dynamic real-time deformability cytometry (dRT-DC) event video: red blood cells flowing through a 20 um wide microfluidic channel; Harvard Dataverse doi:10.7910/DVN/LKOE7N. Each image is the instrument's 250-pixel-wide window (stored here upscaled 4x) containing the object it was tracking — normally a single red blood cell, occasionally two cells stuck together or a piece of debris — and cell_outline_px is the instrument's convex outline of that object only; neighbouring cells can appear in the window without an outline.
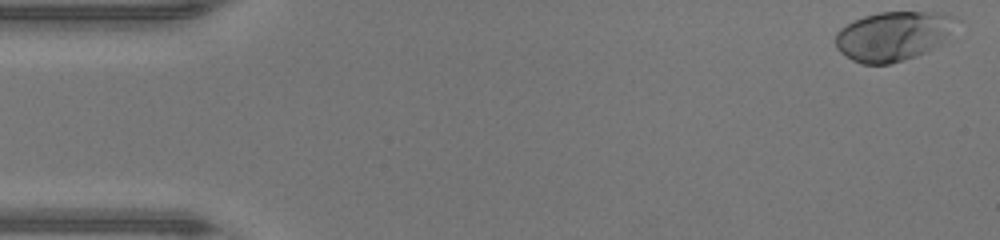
{"species": "human", "species_latin": "Homo sapiens", "temperature_condition": "warm", "stored_images_in_passage": 47, "camera_frame_rate_fps": 3000, "um_per_image_px": 0.085, "donor": {"sex": "male"}, "frame": {"image": 1, "passage_image": 1, "time_ms": 0.0, "image_size_px": [1000, 240], "cell_outline_px": [[964, 20], [944, 44], [916, 56], [904, 60], [888, 64], [864, 64], [852, 60], [840, 52], [836, 48], [836, 32], [840, 28], [864, 16], [880, 12], [944, 12], [956, 16]], "centroid_in_image_um": [76.06, 3.04], "position_along_channel_um": 8.9, "area_um2": 35.6}}
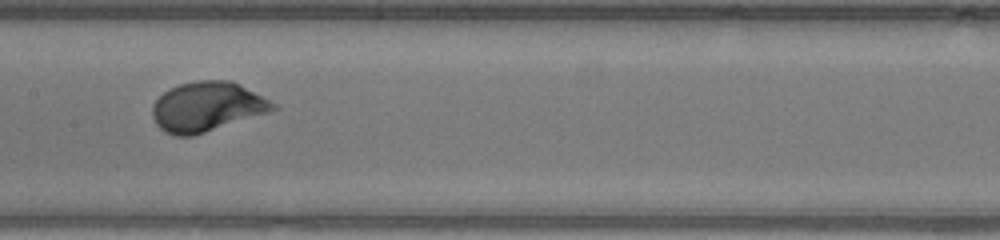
{"frame": {"image": 2, "passage_image": 23, "time_ms": 7.333, "image_size_px": [1000, 240], "cell_outline_px": [[280, 108], [268, 112], [192, 136], [172, 136], [164, 132], [156, 124], [152, 116], [152, 104], [168, 88], [180, 84], [196, 80], [232, 80], [240, 84], [276, 104]], "centroid_in_image_um": [17.56, 9.06], "position_along_channel_um": 189.8, "area_um2": 34.8}}
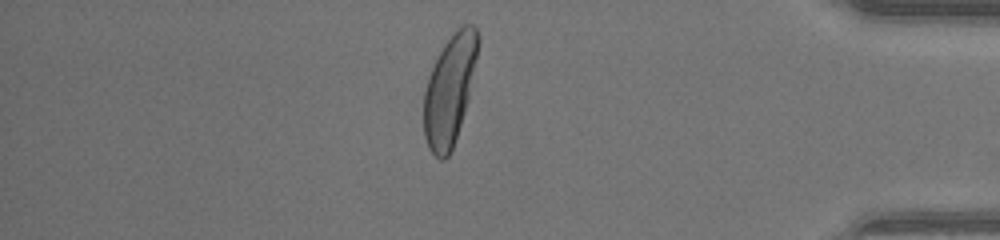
{"frame": {"image": 3, "passage_image": 40, "time_ms": 13.0, "image_size_px": [1000, 240], "cell_outline_px": [[480, 40], [476, 60], [468, 96], [464, 112], [452, 148], [448, 156], [444, 160], [440, 160], [428, 148], [424, 136], [424, 92], [428, 76], [444, 44], [452, 32], [464, 24], [472, 24], [476, 28], [480, 36]], "centroid_in_image_um": [38.21, 7.6], "position_along_channel_um": 397.0, "area_um2": 34.22}, "authors_computed_cell_mechanics": {"area_um2": 33.5818, "velocity_mm_per_s": 4.3433, "shape_relaxation_time_tau1_ms": 1.9805, "shape_relaxation_time_tau2_ms": null, "deformation_change_tau1": 0.155, "deformation_change_tau2": null}}